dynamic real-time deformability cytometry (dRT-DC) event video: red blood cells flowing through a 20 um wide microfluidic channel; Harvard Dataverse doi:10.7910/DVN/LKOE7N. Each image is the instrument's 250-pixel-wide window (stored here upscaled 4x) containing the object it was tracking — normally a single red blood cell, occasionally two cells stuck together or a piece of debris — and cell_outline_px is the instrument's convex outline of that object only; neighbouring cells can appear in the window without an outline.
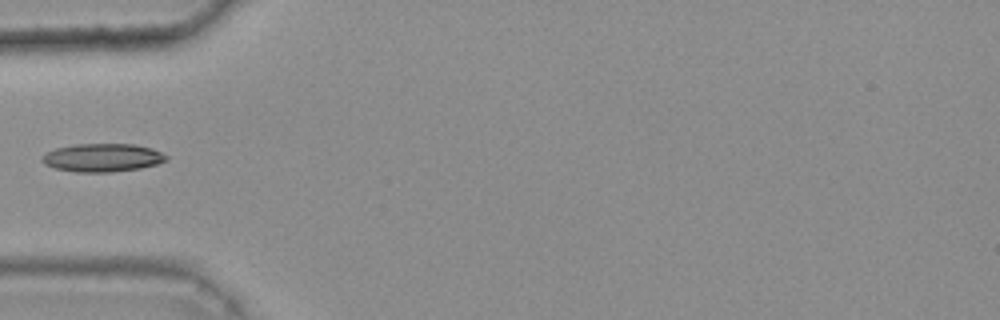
{"species": "common noctule bat (a hibernating species)", "species_latin": "Nyctalus noctula", "temperature_condition": "warm", "stored_images_in_passage": 30, "camera_frame_rate_fps": 3000, "um_per_image_px": 0.085, "animal": {"sex": "female", "body_mass_g": 25.1}, "frame": {"image": 1, "passage_image": 1, "time_ms": 0.0, "image_size_px": [1000, 320], "cell_outline_px": [[168, 160], [156, 164], [140, 168], [112, 172], [76, 172], [56, 168], [44, 164], [40, 160], [40, 156], [56, 148], [76, 144], [132, 144], [152, 148], [168, 156]], "centroid_in_image_um": [8.7, 13.4], "position_along_channel_um": 76.3, "area_um2": 20.4}}
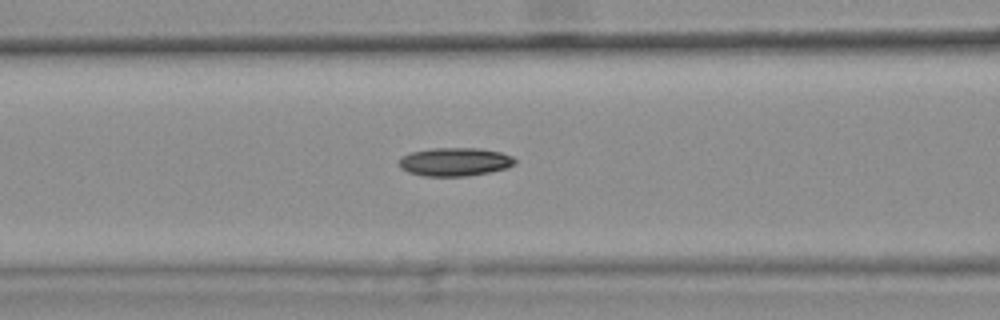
{"frame": {"image": 2, "passage_image": 5, "time_ms": 1.333, "image_size_px": [1000, 320], "cell_outline_px": [[516, 164], [508, 168], [468, 176], [424, 176], [408, 172], [400, 168], [400, 156], [412, 152], [432, 148], [476, 148], [500, 152], [512, 156], [516, 160]], "centroid_in_image_um": [38.67, 13.76], "position_along_channel_um": 127.9, "area_um2": 19.19}}